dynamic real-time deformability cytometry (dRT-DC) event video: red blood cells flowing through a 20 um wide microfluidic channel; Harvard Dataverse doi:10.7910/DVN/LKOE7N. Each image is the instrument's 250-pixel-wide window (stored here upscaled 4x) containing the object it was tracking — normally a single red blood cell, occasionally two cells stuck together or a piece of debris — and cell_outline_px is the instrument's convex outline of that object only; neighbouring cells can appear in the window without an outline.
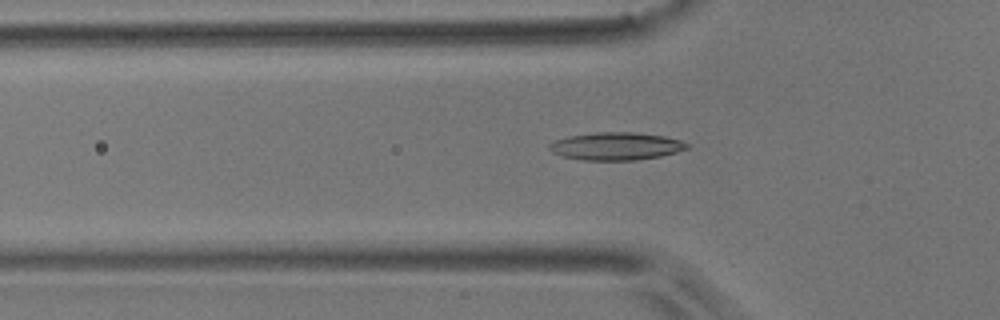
{"species": "common noctule bat (a hibernating species)", "species_latin": "Nyctalus noctula", "temperature_condition": "room temperature", "stored_images_in_passage": 49, "camera_frame_rate_fps": 3000, "um_per_image_px": 0.085, "animal": {"sex": "male", "body_mass_g": 17.9}, "frame": {"image": 1, "passage_image": 17, "time_ms": 5.333, "image_size_px": [1000, 320], "cell_outline_px": [[688, 148], [676, 152], [660, 156], [636, 160], [584, 160], [564, 156], [552, 152], [548, 148], [548, 144], [556, 140], [568, 136], [596, 132], [632, 132], [664, 136], [680, 140], [688, 144]], "centroid_in_image_um": [52.35, 12.42], "position_along_channel_um": 73.4, "area_um2": 22.08}}
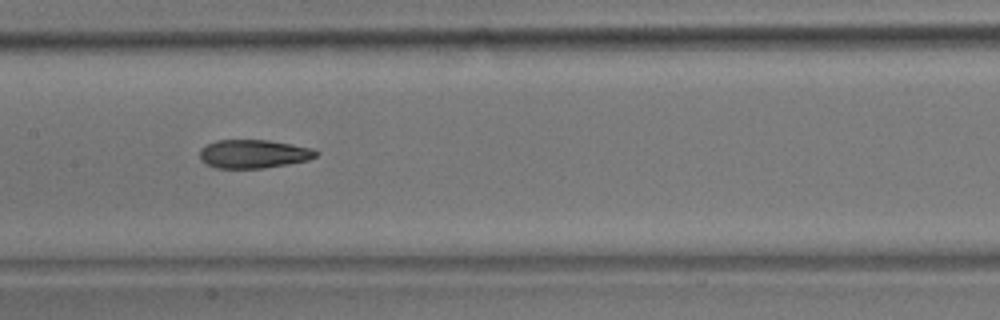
{"frame": {"image": 2, "passage_image": 26, "time_ms": 8.333, "image_size_px": [1000, 320], "cell_outline_px": [[320, 152], [316, 156], [308, 160], [264, 168], [216, 168], [200, 160], [200, 148], [216, 140], [268, 140], [292, 144], [312, 148]], "centroid_in_image_um": [21.56, 13.08], "position_along_channel_um": 185.8, "area_um2": 19.31}}
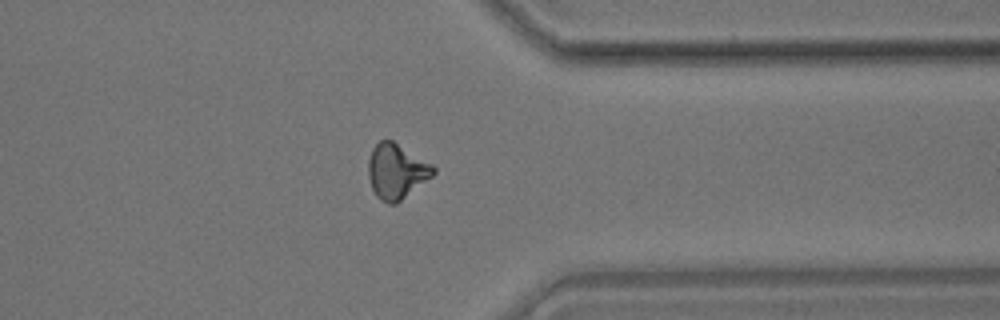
{"frame": {"image": 3, "passage_image": 42, "time_ms": 13.667, "image_size_px": [1000, 320], "cell_outline_px": [[436, 172], [432, 176], [396, 204], [388, 204], [380, 200], [376, 196], [372, 188], [368, 176], [368, 160], [372, 148], [380, 140], [392, 140], [432, 164], [436, 168]], "centroid_in_image_um": [33.68, 14.56], "position_along_channel_um": 377.7, "area_um2": 20.81}}